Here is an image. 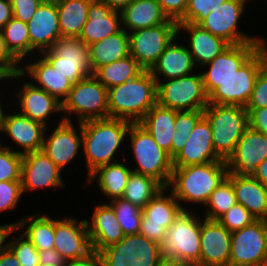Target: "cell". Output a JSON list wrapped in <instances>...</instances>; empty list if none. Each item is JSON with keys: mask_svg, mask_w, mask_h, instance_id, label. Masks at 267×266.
Wrapping results in <instances>:
<instances>
[{"mask_svg": "<svg viewBox=\"0 0 267 266\" xmlns=\"http://www.w3.org/2000/svg\"><path fill=\"white\" fill-rule=\"evenodd\" d=\"M131 123L117 118L81 122L82 150L86 157L87 176L100 166L117 162L114 155L126 138Z\"/></svg>", "mask_w": 267, "mask_h": 266, "instance_id": "obj_1", "label": "cell"}, {"mask_svg": "<svg viewBox=\"0 0 267 266\" xmlns=\"http://www.w3.org/2000/svg\"><path fill=\"white\" fill-rule=\"evenodd\" d=\"M226 161H213L204 164L173 167L167 188L178 202L201 203L205 206L211 193L228 176Z\"/></svg>", "mask_w": 267, "mask_h": 266, "instance_id": "obj_2", "label": "cell"}, {"mask_svg": "<svg viewBox=\"0 0 267 266\" xmlns=\"http://www.w3.org/2000/svg\"><path fill=\"white\" fill-rule=\"evenodd\" d=\"M109 118L138 123L157 104V82L149 70L108 89Z\"/></svg>", "mask_w": 267, "mask_h": 266, "instance_id": "obj_3", "label": "cell"}, {"mask_svg": "<svg viewBox=\"0 0 267 266\" xmlns=\"http://www.w3.org/2000/svg\"><path fill=\"white\" fill-rule=\"evenodd\" d=\"M204 117L211 126L212 143L216 154L227 161L249 126L248 112L243 106L209 103Z\"/></svg>", "mask_w": 267, "mask_h": 266, "instance_id": "obj_4", "label": "cell"}, {"mask_svg": "<svg viewBox=\"0 0 267 266\" xmlns=\"http://www.w3.org/2000/svg\"><path fill=\"white\" fill-rule=\"evenodd\" d=\"M202 219L183 210L166 230L160 243L163 258L179 260L189 266H200V230Z\"/></svg>", "mask_w": 267, "mask_h": 266, "instance_id": "obj_5", "label": "cell"}, {"mask_svg": "<svg viewBox=\"0 0 267 266\" xmlns=\"http://www.w3.org/2000/svg\"><path fill=\"white\" fill-rule=\"evenodd\" d=\"M127 134L138 164L132 171L151 176L167 187L173 171L172 158L169 154L157 145L151 134L139 123H131Z\"/></svg>", "mask_w": 267, "mask_h": 266, "instance_id": "obj_6", "label": "cell"}, {"mask_svg": "<svg viewBox=\"0 0 267 266\" xmlns=\"http://www.w3.org/2000/svg\"><path fill=\"white\" fill-rule=\"evenodd\" d=\"M265 42L229 79L208 96V102L246 107L260 69L267 63Z\"/></svg>", "mask_w": 267, "mask_h": 266, "instance_id": "obj_7", "label": "cell"}, {"mask_svg": "<svg viewBox=\"0 0 267 266\" xmlns=\"http://www.w3.org/2000/svg\"><path fill=\"white\" fill-rule=\"evenodd\" d=\"M98 253L101 266H156L163 258L160 244L140 233L124 235Z\"/></svg>", "mask_w": 267, "mask_h": 266, "instance_id": "obj_8", "label": "cell"}, {"mask_svg": "<svg viewBox=\"0 0 267 266\" xmlns=\"http://www.w3.org/2000/svg\"><path fill=\"white\" fill-rule=\"evenodd\" d=\"M107 93L108 89L92 74L73 84L62 102V111L77 114L79 123L109 118Z\"/></svg>", "mask_w": 267, "mask_h": 266, "instance_id": "obj_9", "label": "cell"}, {"mask_svg": "<svg viewBox=\"0 0 267 266\" xmlns=\"http://www.w3.org/2000/svg\"><path fill=\"white\" fill-rule=\"evenodd\" d=\"M157 82V103L177 111L204 110L209 104L201 72Z\"/></svg>", "mask_w": 267, "mask_h": 266, "instance_id": "obj_10", "label": "cell"}, {"mask_svg": "<svg viewBox=\"0 0 267 266\" xmlns=\"http://www.w3.org/2000/svg\"><path fill=\"white\" fill-rule=\"evenodd\" d=\"M42 54L54 69L73 84L93 74L89 61V45L79 37H60L50 50L43 51Z\"/></svg>", "mask_w": 267, "mask_h": 266, "instance_id": "obj_11", "label": "cell"}, {"mask_svg": "<svg viewBox=\"0 0 267 266\" xmlns=\"http://www.w3.org/2000/svg\"><path fill=\"white\" fill-rule=\"evenodd\" d=\"M178 34V22L171 19L165 24L129 32L130 55L145 70H150Z\"/></svg>", "mask_w": 267, "mask_h": 266, "instance_id": "obj_12", "label": "cell"}, {"mask_svg": "<svg viewBox=\"0 0 267 266\" xmlns=\"http://www.w3.org/2000/svg\"><path fill=\"white\" fill-rule=\"evenodd\" d=\"M261 264H267V227L264 220H256L231 232L229 266Z\"/></svg>", "mask_w": 267, "mask_h": 266, "instance_id": "obj_13", "label": "cell"}, {"mask_svg": "<svg viewBox=\"0 0 267 266\" xmlns=\"http://www.w3.org/2000/svg\"><path fill=\"white\" fill-rule=\"evenodd\" d=\"M248 0H226L222 5L213 9L199 24L214 36L220 37L230 45L248 42H266L260 37H251L240 32L238 22L243 14Z\"/></svg>", "mask_w": 267, "mask_h": 266, "instance_id": "obj_14", "label": "cell"}, {"mask_svg": "<svg viewBox=\"0 0 267 266\" xmlns=\"http://www.w3.org/2000/svg\"><path fill=\"white\" fill-rule=\"evenodd\" d=\"M167 189V187H164L142 209L139 233L159 244L166 235L169 226L183 210H187L176 200L171 191L169 196L163 195Z\"/></svg>", "mask_w": 267, "mask_h": 266, "instance_id": "obj_15", "label": "cell"}, {"mask_svg": "<svg viewBox=\"0 0 267 266\" xmlns=\"http://www.w3.org/2000/svg\"><path fill=\"white\" fill-rule=\"evenodd\" d=\"M265 42L230 45L201 73L206 94L209 96L223 81L229 79Z\"/></svg>", "mask_w": 267, "mask_h": 266, "instance_id": "obj_16", "label": "cell"}, {"mask_svg": "<svg viewBox=\"0 0 267 266\" xmlns=\"http://www.w3.org/2000/svg\"><path fill=\"white\" fill-rule=\"evenodd\" d=\"M267 158V136L248 126L226 164L229 173L254 177L257 167Z\"/></svg>", "mask_w": 267, "mask_h": 266, "instance_id": "obj_17", "label": "cell"}, {"mask_svg": "<svg viewBox=\"0 0 267 266\" xmlns=\"http://www.w3.org/2000/svg\"><path fill=\"white\" fill-rule=\"evenodd\" d=\"M70 115L61 119L58 126L49 137L44 136L42 151L63 171L78 153L82 145V125L79 123V132L74 128ZM46 138H48L46 140Z\"/></svg>", "mask_w": 267, "mask_h": 266, "instance_id": "obj_18", "label": "cell"}, {"mask_svg": "<svg viewBox=\"0 0 267 266\" xmlns=\"http://www.w3.org/2000/svg\"><path fill=\"white\" fill-rule=\"evenodd\" d=\"M200 241V266H229L231 232L222 224L217 220H202Z\"/></svg>", "mask_w": 267, "mask_h": 266, "instance_id": "obj_19", "label": "cell"}, {"mask_svg": "<svg viewBox=\"0 0 267 266\" xmlns=\"http://www.w3.org/2000/svg\"><path fill=\"white\" fill-rule=\"evenodd\" d=\"M30 53L50 50L61 37L56 0H43L27 23Z\"/></svg>", "mask_w": 267, "mask_h": 266, "instance_id": "obj_20", "label": "cell"}, {"mask_svg": "<svg viewBox=\"0 0 267 266\" xmlns=\"http://www.w3.org/2000/svg\"><path fill=\"white\" fill-rule=\"evenodd\" d=\"M54 249L66 260L78 259L92 251L85 219H55Z\"/></svg>", "mask_w": 267, "mask_h": 266, "instance_id": "obj_21", "label": "cell"}, {"mask_svg": "<svg viewBox=\"0 0 267 266\" xmlns=\"http://www.w3.org/2000/svg\"><path fill=\"white\" fill-rule=\"evenodd\" d=\"M61 170L42 151H35L22 156L21 183L23 193L41 187H62Z\"/></svg>", "mask_w": 267, "mask_h": 266, "instance_id": "obj_22", "label": "cell"}, {"mask_svg": "<svg viewBox=\"0 0 267 266\" xmlns=\"http://www.w3.org/2000/svg\"><path fill=\"white\" fill-rule=\"evenodd\" d=\"M212 139L210 123L203 117L191 131L184 148L172 159L173 167L225 161L216 154Z\"/></svg>", "mask_w": 267, "mask_h": 266, "instance_id": "obj_23", "label": "cell"}, {"mask_svg": "<svg viewBox=\"0 0 267 266\" xmlns=\"http://www.w3.org/2000/svg\"><path fill=\"white\" fill-rule=\"evenodd\" d=\"M121 29V12L113 11L101 0H92L79 38L86 45H90L116 34Z\"/></svg>", "mask_w": 267, "mask_h": 266, "instance_id": "obj_24", "label": "cell"}, {"mask_svg": "<svg viewBox=\"0 0 267 266\" xmlns=\"http://www.w3.org/2000/svg\"><path fill=\"white\" fill-rule=\"evenodd\" d=\"M38 58L39 60L37 59L36 62L31 61V63L24 65L25 67L21 68L19 73L8 76V79H19L30 75V78L35 80L34 86L45 90L62 103L72 89L73 83L65 75L54 69L43 56Z\"/></svg>", "mask_w": 267, "mask_h": 266, "instance_id": "obj_25", "label": "cell"}, {"mask_svg": "<svg viewBox=\"0 0 267 266\" xmlns=\"http://www.w3.org/2000/svg\"><path fill=\"white\" fill-rule=\"evenodd\" d=\"M46 130L48 129L43 124L15 112L6 113L1 132L6 133L12 139L11 141L23 148L18 153L24 155L42 150Z\"/></svg>", "mask_w": 267, "mask_h": 266, "instance_id": "obj_26", "label": "cell"}, {"mask_svg": "<svg viewBox=\"0 0 267 266\" xmlns=\"http://www.w3.org/2000/svg\"><path fill=\"white\" fill-rule=\"evenodd\" d=\"M92 250H100L118 243L124 233L115 212L109 204H100L94 209L91 222L85 219Z\"/></svg>", "mask_w": 267, "mask_h": 266, "instance_id": "obj_27", "label": "cell"}, {"mask_svg": "<svg viewBox=\"0 0 267 266\" xmlns=\"http://www.w3.org/2000/svg\"><path fill=\"white\" fill-rule=\"evenodd\" d=\"M22 85V89L16 93L21 109L18 113L47 126V118L50 119V114L54 112H61L62 103L45 90L34 86L32 82L28 81Z\"/></svg>", "mask_w": 267, "mask_h": 266, "instance_id": "obj_28", "label": "cell"}, {"mask_svg": "<svg viewBox=\"0 0 267 266\" xmlns=\"http://www.w3.org/2000/svg\"><path fill=\"white\" fill-rule=\"evenodd\" d=\"M174 41L177 40H173L166 47L158 61L149 70L156 82H160V75L165 77V80L175 79L192 74L196 68L189 47L178 45Z\"/></svg>", "mask_w": 267, "mask_h": 266, "instance_id": "obj_29", "label": "cell"}, {"mask_svg": "<svg viewBox=\"0 0 267 266\" xmlns=\"http://www.w3.org/2000/svg\"><path fill=\"white\" fill-rule=\"evenodd\" d=\"M179 33L182 29L189 35V51L194 64H205L211 62L217 55L227 49L230 44L220 37L214 36L208 30L192 23H178ZM199 62V63H198Z\"/></svg>", "mask_w": 267, "mask_h": 266, "instance_id": "obj_30", "label": "cell"}, {"mask_svg": "<svg viewBox=\"0 0 267 266\" xmlns=\"http://www.w3.org/2000/svg\"><path fill=\"white\" fill-rule=\"evenodd\" d=\"M227 178L232 182L237 203L243 205L256 220L267 217V186L254 177H241L228 173Z\"/></svg>", "mask_w": 267, "mask_h": 266, "instance_id": "obj_31", "label": "cell"}, {"mask_svg": "<svg viewBox=\"0 0 267 266\" xmlns=\"http://www.w3.org/2000/svg\"><path fill=\"white\" fill-rule=\"evenodd\" d=\"M169 20L158 0H134L121 11L122 29L127 33L165 24Z\"/></svg>", "mask_w": 267, "mask_h": 266, "instance_id": "obj_32", "label": "cell"}, {"mask_svg": "<svg viewBox=\"0 0 267 266\" xmlns=\"http://www.w3.org/2000/svg\"><path fill=\"white\" fill-rule=\"evenodd\" d=\"M176 113L177 110L162 107L157 103L138 122L171 158Z\"/></svg>", "mask_w": 267, "mask_h": 266, "instance_id": "obj_33", "label": "cell"}, {"mask_svg": "<svg viewBox=\"0 0 267 266\" xmlns=\"http://www.w3.org/2000/svg\"><path fill=\"white\" fill-rule=\"evenodd\" d=\"M129 55V35L124 29L89 45V61L92 73L103 65L124 59Z\"/></svg>", "mask_w": 267, "mask_h": 266, "instance_id": "obj_34", "label": "cell"}, {"mask_svg": "<svg viewBox=\"0 0 267 266\" xmlns=\"http://www.w3.org/2000/svg\"><path fill=\"white\" fill-rule=\"evenodd\" d=\"M132 172V169H130L128 165L115 162L98 167L87 177V181L91 183L97 179L102 194H105L107 197L111 198L110 201H113L123 196Z\"/></svg>", "mask_w": 267, "mask_h": 266, "instance_id": "obj_35", "label": "cell"}, {"mask_svg": "<svg viewBox=\"0 0 267 266\" xmlns=\"http://www.w3.org/2000/svg\"><path fill=\"white\" fill-rule=\"evenodd\" d=\"M92 0H56L61 37H79Z\"/></svg>", "mask_w": 267, "mask_h": 266, "instance_id": "obj_36", "label": "cell"}, {"mask_svg": "<svg viewBox=\"0 0 267 266\" xmlns=\"http://www.w3.org/2000/svg\"><path fill=\"white\" fill-rule=\"evenodd\" d=\"M16 222L18 230L25 228L22 234L33 243L38 251L54 249L55 219L46 214L40 216L39 213L34 216L33 214L26 216Z\"/></svg>", "mask_w": 267, "mask_h": 266, "instance_id": "obj_37", "label": "cell"}, {"mask_svg": "<svg viewBox=\"0 0 267 266\" xmlns=\"http://www.w3.org/2000/svg\"><path fill=\"white\" fill-rule=\"evenodd\" d=\"M144 71L145 69L131 55H129L124 59L99 67L93 75L103 86L110 89L135 79Z\"/></svg>", "mask_w": 267, "mask_h": 266, "instance_id": "obj_38", "label": "cell"}, {"mask_svg": "<svg viewBox=\"0 0 267 266\" xmlns=\"http://www.w3.org/2000/svg\"><path fill=\"white\" fill-rule=\"evenodd\" d=\"M163 188L155 178L132 172L122 197L143 209Z\"/></svg>", "mask_w": 267, "mask_h": 266, "instance_id": "obj_39", "label": "cell"}, {"mask_svg": "<svg viewBox=\"0 0 267 266\" xmlns=\"http://www.w3.org/2000/svg\"><path fill=\"white\" fill-rule=\"evenodd\" d=\"M10 53L22 62L30 53V37L27 23L14 17L1 29Z\"/></svg>", "mask_w": 267, "mask_h": 266, "instance_id": "obj_40", "label": "cell"}, {"mask_svg": "<svg viewBox=\"0 0 267 266\" xmlns=\"http://www.w3.org/2000/svg\"><path fill=\"white\" fill-rule=\"evenodd\" d=\"M236 203L237 200L232 182L226 178V180L211 193L209 200L205 204V208L207 209L205 210V219L217 220Z\"/></svg>", "mask_w": 267, "mask_h": 266, "instance_id": "obj_41", "label": "cell"}, {"mask_svg": "<svg viewBox=\"0 0 267 266\" xmlns=\"http://www.w3.org/2000/svg\"><path fill=\"white\" fill-rule=\"evenodd\" d=\"M109 205L113 208L124 235L140 232L142 209L123 197L110 201Z\"/></svg>", "mask_w": 267, "mask_h": 266, "instance_id": "obj_42", "label": "cell"}, {"mask_svg": "<svg viewBox=\"0 0 267 266\" xmlns=\"http://www.w3.org/2000/svg\"><path fill=\"white\" fill-rule=\"evenodd\" d=\"M11 149L0 144V182L21 181L23 155Z\"/></svg>", "mask_w": 267, "mask_h": 266, "instance_id": "obj_43", "label": "cell"}, {"mask_svg": "<svg viewBox=\"0 0 267 266\" xmlns=\"http://www.w3.org/2000/svg\"><path fill=\"white\" fill-rule=\"evenodd\" d=\"M226 0H188L185 15L178 23L199 25L213 9L222 5Z\"/></svg>", "mask_w": 267, "mask_h": 266, "instance_id": "obj_44", "label": "cell"}, {"mask_svg": "<svg viewBox=\"0 0 267 266\" xmlns=\"http://www.w3.org/2000/svg\"><path fill=\"white\" fill-rule=\"evenodd\" d=\"M217 221L222 224L229 232L240 230L252 224L256 218L240 203H236Z\"/></svg>", "mask_w": 267, "mask_h": 266, "instance_id": "obj_45", "label": "cell"}, {"mask_svg": "<svg viewBox=\"0 0 267 266\" xmlns=\"http://www.w3.org/2000/svg\"><path fill=\"white\" fill-rule=\"evenodd\" d=\"M9 249L15 254L21 266H40L39 251L24 235L10 240Z\"/></svg>", "mask_w": 267, "mask_h": 266, "instance_id": "obj_46", "label": "cell"}, {"mask_svg": "<svg viewBox=\"0 0 267 266\" xmlns=\"http://www.w3.org/2000/svg\"><path fill=\"white\" fill-rule=\"evenodd\" d=\"M22 194L21 181L0 182V212L17 207Z\"/></svg>", "mask_w": 267, "mask_h": 266, "instance_id": "obj_47", "label": "cell"}, {"mask_svg": "<svg viewBox=\"0 0 267 266\" xmlns=\"http://www.w3.org/2000/svg\"><path fill=\"white\" fill-rule=\"evenodd\" d=\"M267 107V63L260 69L245 109Z\"/></svg>", "mask_w": 267, "mask_h": 266, "instance_id": "obj_48", "label": "cell"}, {"mask_svg": "<svg viewBox=\"0 0 267 266\" xmlns=\"http://www.w3.org/2000/svg\"><path fill=\"white\" fill-rule=\"evenodd\" d=\"M204 117V110L177 111L175 130L182 134H190L197 123Z\"/></svg>", "mask_w": 267, "mask_h": 266, "instance_id": "obj_49", "label": "cell"}, {"mask_svg": "<svg viewBox=\"0 0 267 266\" xmlns=\"http://www.w3.org/2000/svg\"><path fill=\"white\" fill-rule=\"evenodd\" d=\"M43 0H10L13 17L28 23Z\"/></svg>", "mask_w": 267, "mask_h": 266, "instance_id": "obj_50", "label": "cell"}, {"mask_svg": "<svg viewBox=\"0 0 267 266\" xmlns=\"http://www.w3.org/2000/svg\"><path fill=\"white\" fill-rule=\"evenodd\" d=\"M20 62L8 50L2 31L0 30V69L11 76L21 71Z\"/></svg>", "mask_w": 267, "mask_h": 266, "instance_id": "obj_51", "label": "cell"}, {"mask_svg": "<svg viewBox=\"0 0 267 266\" xmlns=\"http://www.w3.org/2000/svg\"><path fill=\"white\" fill-rule=\"evenodd\" d=\"M163 12L171 20L179 21L187 10L188 0H158Z\"/></svg>", "mask_w": 267, "mask_h": 266, "instance_id": "obj_52", "label": "cell"}, {"mask_svg": "<svg viewBox=\"0 0 267 266\" xmlns=\"http://www.w3.org/2000/svg\"><path fill=\"white\" fill-rule=\"evenodd\" d=\"M246 110L249 126L267 136V107Z\"/></svg>", "mask_w": 267, "mask_h": 266, "instance_id": "obj_53", "label": "cell"}, {"mask_svg": "<svg viewBox=\"0 0 267 266\" xmlns=\"http://www.w3.org/2000/svg\"><path fill=\"white\" fill-rule=\"evenodd\" d=\"M40 266H65L66 259L56 250L39 251Z\"/></svg>", "mask_w": 267, "mask_h": 266, "instance_id": "obj_54", "label": "cell"}, {"mask_svg": "<svg viewBox=\"0 0 267 266\" xmlns=\"http://www.w3.org/2000/svg\"><path fill=\"white\" fill-rule=\"evenodd\" d=\"M65 266H101V260L99 253L92 250L84 257L66 260Z\"/></svg>", "mask_w": 267, "mask_h": 266, "instance_id": "obj_55", "label": "cell"}, {"mask_svg": "<svg viewBox=\"0 0 267 266\" xmlns=\"http://www.w3.org/2000/svg\"><path fill=\"white\" fill-rule=\"evenodd\" d=\"M18 231L17 222L0 225V255L9 250L10 243H5L7 237Z\"/></svg>", "mask_w": 267, "mask_h": 266, "instance_id": "obj_56", "label": "cell"}, {"mask_svg": "<svg viewBox=\"0 0 267 266\" xmlns=\"http://www.w3.org/2000/svg\"><path fill=\"white\" fill-rule=\"evenodd\" d=\"M190 134H182L174 130L172 140V159L184 148Z\"/></svg>", "mask_w": 267, "mask_h": 266, "instance_id": "obj_57", "label": "cell"}, {"mask_svg": "<svg viewBox=\"0 0 267 266\" xmlns=\"http://www.w3.org/2000/svg\"><path fill=\"white\" fill-rule=\"evenodd\" d=\"M13 18L10 0H0V30Z\"/></svg>", "mask_w": 267, "mask_h": 266, "instance_id": "obj_58", "label": "cell"}, {"mask_svg": "<svg viewBox=\"0 0 267 266\" xmlns=\"http://www.w3.org/2000/svg\"><path fill=\"white\" fill-rule=\"evenodd\" d=\"M0 266H21L15 254L9 249L0 255Z\"/></svg>", "mask_w": 267, "mask_h": 266, "instance_id": "obj_59", "label": "cell"}, {"mask_svg": "<svg viewBox=\"0 0 267 266\" xmlns=\"http://www.w3.org/2000/svg\"><path fill=\"white\" fill-rule=\"evenodd\" d=\"M107 4L113 11L121 12L129 6L134 0H101Z\"/></svg>", "mask_w": 267, "mask_h": 266, "instance_id": "obj_60", "label": "cell"}, {"mask_svg": "<svg viewBox=\"0 0 267 266\" xmlns=\"http://www.w3.org/2000/svg\"><path fill=\"white\" fill-rule=\"evenodd\" d=\"M254 178L267 186V158L258 165Z\"/></svg>", "mask_w": 267, "mask_h": 266, "instance_id": "obj_61", "label": "cell"}, {"mask_svg": "<svg viewBox=\"0 0 267 266\" xmlns=\"http://www.w3.org/2000/svg\"><path fill=\"white\" fill-rule=\"evenodd\" d=\"M156 266H189V265L182 263L179 260L171 258H162Z\"/></svg>", "mask_w": 267, "mask_h": 266, "instance_id": "obj_62", "label": "cell"}, {"mask_svg": "<svg viewBox=\"0 0 267 266\" xmlns=\"http://www.w3.org/2000/svg\"><path fill=\"white\" fill-rule=\"evenodd\" d=\"M1 103H0V131H2V128H3V125H4V118H5V115L6 114H4V111H3V109H2V107H1Z\"/></svg>", "mask_w": 267, "mask_h": 266, "instance_id": "obj_63", "label": "cell"}, {"mask_svg": "<svg viewBox=\"0 0 267 266\" xmlns=\"http://www.w3.org/2000/svg\"><path fill=\"white\" fill-rule=\"evenodd\" d=\"M8 79V76L0 69V81Z\"/></svg>", "mask_w": 267, "mask_h": 266, "instance_id": "obj_64", "label": "cell"}, {"mask_svg": "<svg viewBox=\"0 0 267 266\" xmlns=\"http://www.w3.org/2000/svg\"><path fill=\"white\" fill-rule=\"evenodd\" d=\"M254 266H267V264L254 265Z\"/></svg>", "mask_w": 267, "mask_h": 266, "instance_id": "obj_65", "label": "cell"}, {"mask_svg": "<svg viewBox=\"0 0 267 266\" xmlns=\"http://www.w3.org/2000/svg\"><path fill=\"white\" fill-rule=\"evenodd\" d=\"M264 221H265V224H266V227H267V217L264 219Z\"/></svg>", "mask_w": 267, "mask_h": 266, "instance_id": "obj_66", "label": "cell"}]
</instances>
